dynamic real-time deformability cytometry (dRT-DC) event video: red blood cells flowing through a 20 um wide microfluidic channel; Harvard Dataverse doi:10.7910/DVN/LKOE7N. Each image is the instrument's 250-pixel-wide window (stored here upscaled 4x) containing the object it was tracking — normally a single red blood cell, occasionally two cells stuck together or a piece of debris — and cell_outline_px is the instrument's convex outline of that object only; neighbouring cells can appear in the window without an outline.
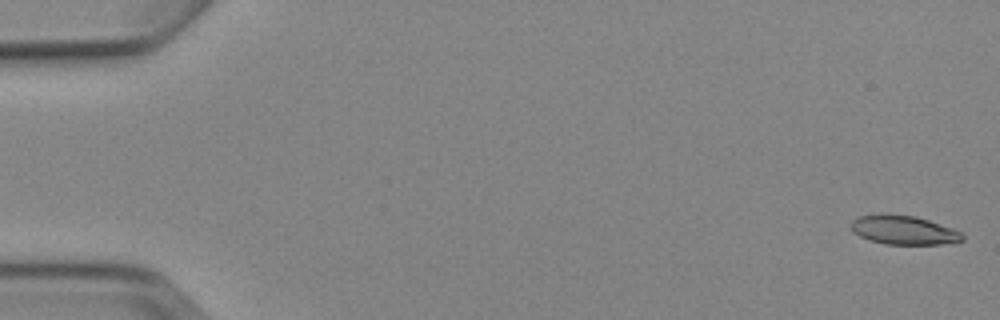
{"species": "Egyptian fruit bat (a non-hibernating species)", "species_latin": "Rousettus aegyptiacus", "temperature_condition": "cold", "stored_images_in_passage": 5, "camera_frame_rate_fps": 3000, "um_per_image_px": 0.085, "animal": {"sex": "female"}, "frame": {"image": 1, "passage_image": 1, "time_ms": 0.0, "image_size_px": [1000, 320], "cell_outline_px": [[964, 240], [956, 244], [884, 244], [868, 240], [852, 232], [852, 220], [860, 216], [880, 212], [884, 212], [916, 216], [952, 228], [960, 232], [964, 236]], "centroid_in_image_um": [76.82, 19.54], "position_along_channel_um": 8.2, "area_um2": 19.25}}
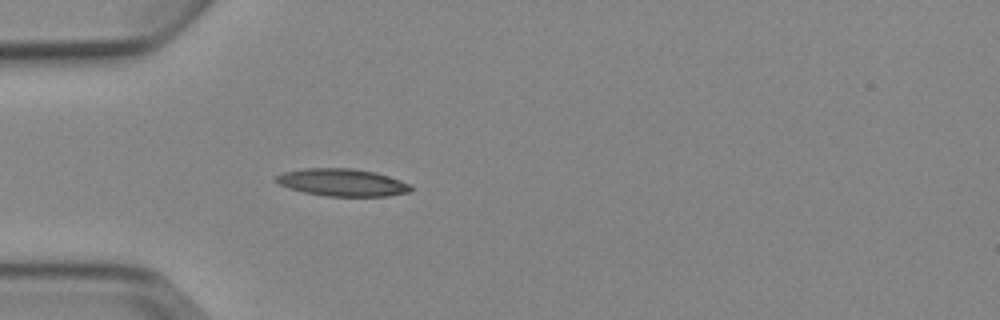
{"frame": {"image": 2, "passage_image": 5, "time_ms": 5.0, "image_size_px": [1000, 320], "cell_outline_px": [[412, 192], [388, 196], [328, 196], [304, 192], [288, 188], [272, 180], [276, 176], [284, 172], [304, 168], [352, 168], [376, 172], [412, 184]], "centroid_in_image_um": [29.11, 15.51], "position_along_channel_um": 55.9, "area_um2": 21.68}}